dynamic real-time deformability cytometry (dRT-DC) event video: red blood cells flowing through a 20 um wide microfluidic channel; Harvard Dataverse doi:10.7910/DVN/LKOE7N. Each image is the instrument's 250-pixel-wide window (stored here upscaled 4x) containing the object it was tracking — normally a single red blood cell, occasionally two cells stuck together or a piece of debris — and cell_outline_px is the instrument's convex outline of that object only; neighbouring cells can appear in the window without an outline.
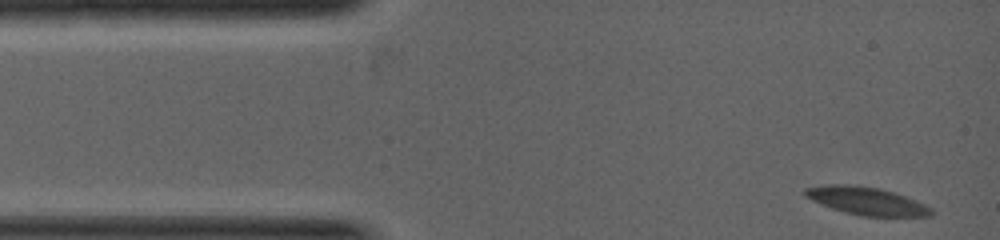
{"species": "common noctule bat (a hibernating species)", "species_latin": "Nyctalus noctula", "temperature_condition": "warm", "stored_images_in_passage": 37, "camera_frame_rate_fps": 5000, "um_per_image_px": 0.085, "animal": {"sex": "female", "body_mass_g": 19.0, "forearm_length_mm": 53.3}, "frame": {"image": 1, "passage_image": 1, "time_ms": 0.0, "image_size_px": [1000, 240], "cell_outline_px": [[932, 216], [868, 216], [848, 212], [832, 208], [812, 200], [804, 196], [804, 188], [832, 184], [836, 184], [876, 188], [892, 192], [920, 204], [928, 208], [932, 212]], "centroid_in_image_um": [73.56, 17.08], "position_along_channel_um": 11.4, "area_um2": 19.31}}
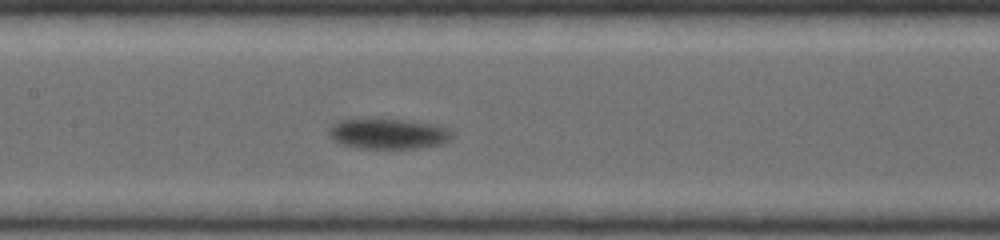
{"frame": {"image": 2, "passage_image": 16, "time_ms": 3.2, "image_size_px": [1000, 240], "cell_outline_px": [[452, 132], [448, 140], [440, 144], [416, 148], [364, 148], [344, 144], [336, 140], [332, 136], [332, 124], [336, 120], [348, 116], [380, 116], [432, 124], [444, 128]], "centroid_in_image_um": [32.92, 11.28], "position_along_channel_um": 174.5, "area_um2": 22.25}}
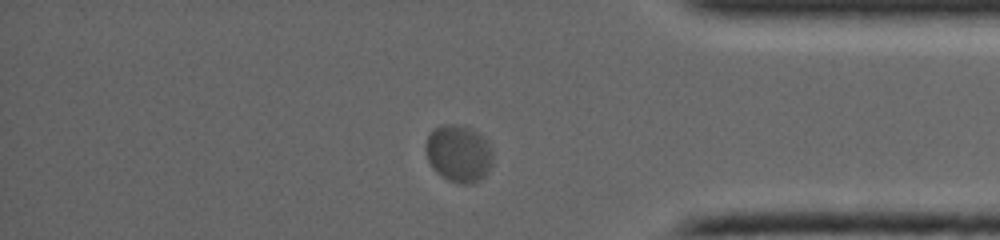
{"frame": {"image": 3, "passage_image": 32, "time_ms": 6.4, "image_size_px": [1000, 240], "cell_outline_px": [[492, 164], [488, 172], [480, 180], [472, 184], [464, 184], [448, 180], [436, 172], [428, 160], [428, 136], [436, 128], [444, 124], [452, 124], [468, 128], [476, 132], [484, 140], [492, 152]], "centroid_in_image_um": [39.01, 13.09], "position_along_channel_um": 396.2, "area_um2": 21.62}}